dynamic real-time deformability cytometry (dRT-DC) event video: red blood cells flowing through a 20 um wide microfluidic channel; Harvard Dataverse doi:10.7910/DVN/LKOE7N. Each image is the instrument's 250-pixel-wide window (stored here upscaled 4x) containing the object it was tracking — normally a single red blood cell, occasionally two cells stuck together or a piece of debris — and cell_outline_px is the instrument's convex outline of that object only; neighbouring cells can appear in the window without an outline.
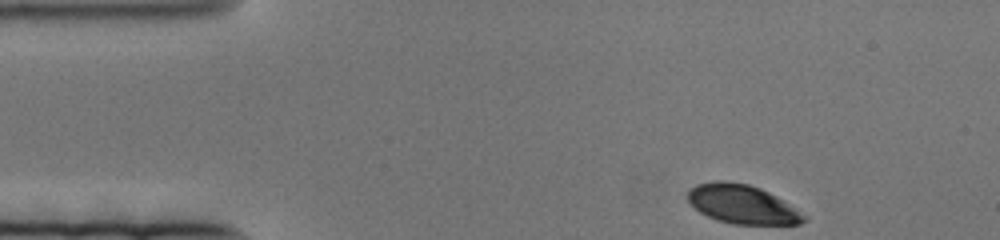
{"species": "human", "species_latin": "Homo sapiens", "temperature_condition": "cold", "stored_images_in_passage": 58, "camera_frame_rate_fps": 3000, "um_per_image_px": 0.085, "donor": {"sex": "female"}, "frame": {"image": 1, "passage_image": 1, "time_ms": 0.0, "image_size_px": [1000, 240], "cell_outline_px": [[808, 220], [800, 224], [732, 224], [716, 220], [700, 212], [688, 200], [688, 188], [696, 184], [716, 180], [724, 180], [748, 184], [760, 188], [776, 196], [808, 216]], "centroid_in_image_um": [63.09, 17.36], "position_along_channel_um": 21.9, "area_um2": 26.41}}
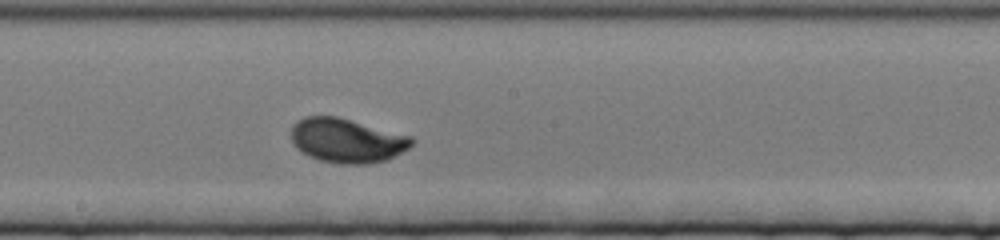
{"frame": {"image": 2, "passage_image": 34, "time_ms": 11.0, "image_size_px": [1000, 240], "cell_outline_px": [[416, 140], [408, 148], [388, 160], [368, 164], [340, 164], [320, 160], [308, 156], [300, 152], [296, 148], [292, 140], [292, 124], [296, 120], [304, 116], [336, 116], [412, 136]], "centroid_in_image_um": [29.47, 11.95], "position_along_channel_um": 218.7, "area_um2": 31.33}}
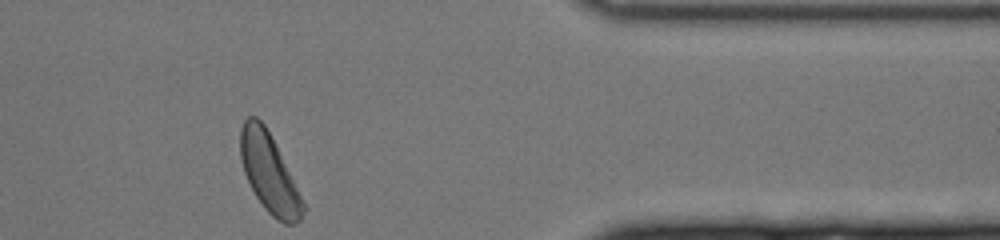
{"frame": {"image": 3, "passage_image": 58, "time_ms": 19.0, "image_size_px": [1000, 240], "cell_outline_px": [[308, 208], [300, 220], [296, 224], [284, 224], [276, 220], [264, 208], [256, 196], [244, 172], [240, 156], [240, 128], [244, 120], [248, 116], [256, 116], [264, 124]], "centroid_in_image_um": [22.9, 14.76], "position_along_channel_um": 388.5, "area_um2": 28.55}}